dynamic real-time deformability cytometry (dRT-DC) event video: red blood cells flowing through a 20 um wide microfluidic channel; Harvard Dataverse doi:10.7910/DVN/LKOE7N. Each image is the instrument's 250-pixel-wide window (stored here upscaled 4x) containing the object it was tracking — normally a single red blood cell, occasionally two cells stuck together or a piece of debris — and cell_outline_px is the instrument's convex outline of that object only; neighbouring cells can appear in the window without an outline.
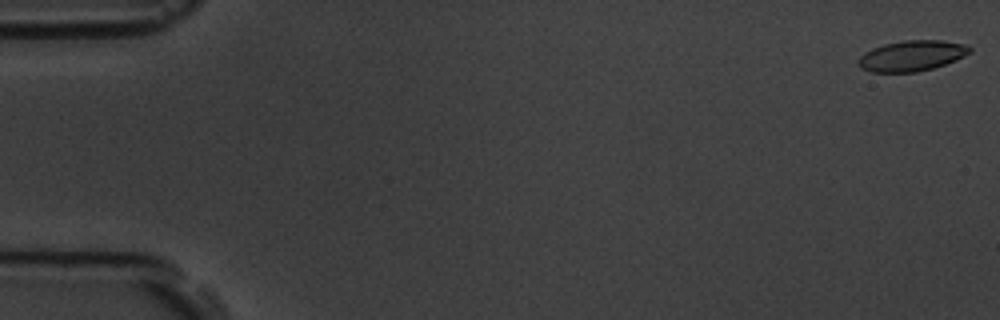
{"species": "common noctule bat (a hibernating species)", "species_latin": "Nyctalus noctula", "temperature_condition": "room temperature", "stored_images_in_passage": 7, "camera_frame_rate_fps": 3000, "um_per_image_px": 0.085, "animal": {"sex": "male", "body_mass_g": 19.5, "forearm_length_mm": 54.6}, "frame": {"image": 1, "passage_image": 1, "time_ms": 0.0, "image_size_px": [1000, 320], "cell_outline_px": [[972, 52], [956, 60], [932, 68], [916, 72], [872, 72], [860, 68], [856, 64], [860, 56], [864, 52], [872, 48], [884, 44], [904, 40], [940, 40], [968, 44], [972, 48]], "centroid_in_image_um": [77.5, 4.73], "position_along_channel_um": 7.5, "area_um2": 20.06}}
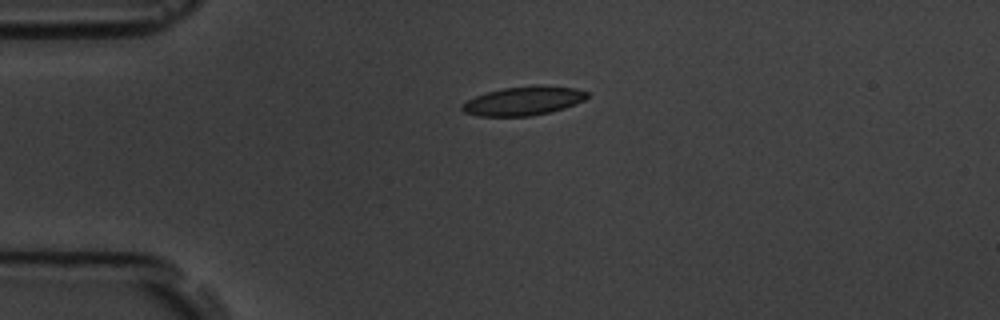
{"frame": {"image": 2, "passage_image": 5, "time_ms": 4.333, "image_size_px": [1000, 320], "cell_outline_px": [[588, 96], [584, 100], [564, 108], [548, 112], [528, 116], [476, 116], [464, 112], [460, 108], [460, 104], [476, 96], [488, 92], [504, 88], [536, 84], [540, 84], [576, 88], [588, 92]], "centroid_in_image_um": [44.49, 8.56], "position_along_channel_um": 40.5, "area_um2": 21.1}}
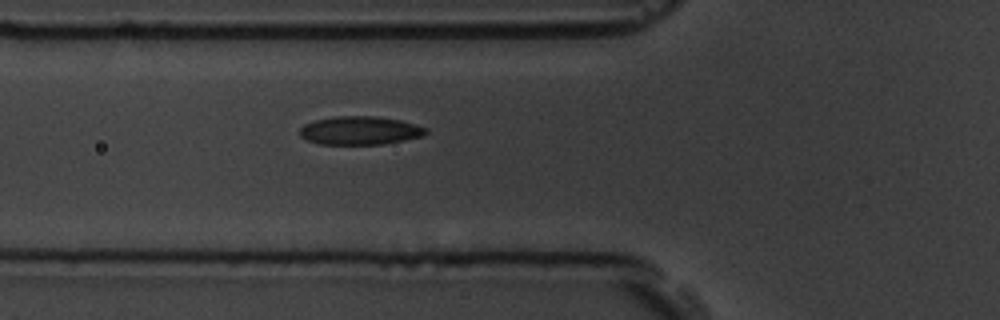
{"frame": {"image": 3, "passage_image": 7, "time_ms": 6.667, "image_size_px": [1000, 320], "cell_outline_px": [[428, 132], [424, 136], [384, 144], [320, 144], [308, 140], [300, 136], [300, 128], [304, 124], [316, 120], [332, 116], [376, 116], [400, 120], [416, 124], [428, 128]], "centroid_in_image_um": [30.63, 11.09], "position_along_channel_um": 95.2, "area_um2": 20.98}}